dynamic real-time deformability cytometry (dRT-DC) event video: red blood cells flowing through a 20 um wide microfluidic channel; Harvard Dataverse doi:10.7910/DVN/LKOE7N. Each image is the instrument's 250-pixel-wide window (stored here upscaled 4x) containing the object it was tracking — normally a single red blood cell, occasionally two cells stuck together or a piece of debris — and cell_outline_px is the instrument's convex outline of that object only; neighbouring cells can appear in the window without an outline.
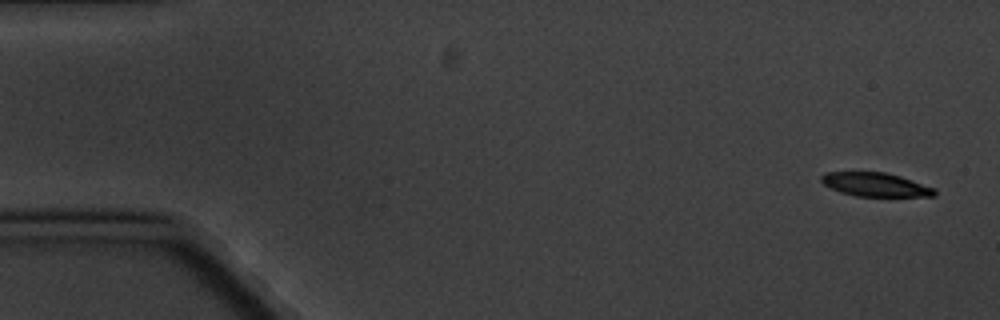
{"species": "common noctule bat (a hibernating species)", "species_latin": "Nyctalus noctula", "temperature_condition": "cold", "stored_images_in_passage": 6, "segment_of_instrument_passage": [1, 2], "camera_frame_rate_fps": 3000, "um_per_image_px": 0.085, "animal": {"sex": "male", "body_mass_g": 20.1, "forearm_length_mm": 53.5}, "frame": {"image": 1, "passage_image": 1, "time_ms": 0.0, "image_size_px": [1000, 320], "cell_outline_px": [[936, 196], [856, 196], [840, 192], [824, 184], [820, 180], [820, 176], [824, 172], [884, 172], [900, 176], [936, 188]], "centroid_in_image_um": [74.41, 15.68], "position_along_channel_um": 10.6, "area_um2": 15.66}}